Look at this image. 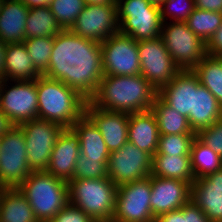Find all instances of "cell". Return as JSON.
<instances>
[{
	"label": "cell",
	"instance_id": "obj_1",
	"mask_svg": "<svg viewBox=\"0 0 222 222\" xmlns=\"http://www.w3.org/2000/svg\"><path fill=\"white\" fill-rule=\"evenodd\" d=\"M62 81L89 101L104 76L101 43L85 39L69 29L54 37V45L43 74Z\"/></svg>",
	"mask_w": 222,
	"mask_h": 222
},
{
	"label": "cell",
	"instance_id": "obj_2",
	"mask_svg": "<svg viewBox=\"0 0 222 222\" xmlns=\"http://www.w3.org/2000/svg\"><path fill=\"white\" fill-rule=\"evenodd\" d=\"M158 91L141 74L104 75L89 102L111 112L135 113L151 110Z\"/></svg>",
	"mask_w": 222,
	"mask_h": 222
},
{
	"label": "cell",
	"instance_id": "obj_3",
	"mask_svg": "<svg viewBox=\"0 0 222 222\" xmlns=\"http://www.w3.org/2000/svg\"><path fill=\"white\" fill-rule=\"evenodd\" d=\"M38 118L71 128L85 114L87 100L62 81L41 75L36 79Z\"/></svg>",
	"mask_w": 222,
	"mask_h": 222
},
{
	"label": "cell",
	"instance_id": "obj_4",
	"mask_svg": "<svg viewBox=\"0 0 222 222\" xmlns=\"http://www.w3.org/2000/svg\"><path fill=\"white\" fill-rule=\"evenodd\" d=\"M18 189L39 222L52 220L68 203V182L46 171H32Z\"/></svg>",
	"mask_w": 222,
	"mask_h": 222
},
{
	"label": "cell",
	"instance_id": "obj_5",
	"mask_svg": "<svg viewBox=\"0 0 222 222\" xmlns=\"http://www.w3.org/2000/svg\"><path fill=\"white\" fill-rule=\"evenodd\" d=\"M116 197L117 186L108 177L68 181V202L95 222L112 220Z\"/></svg>",
	"mask_w": 222,
	"mask_h": 222
},
{
	"label": "cell",
	"instance_id": "obj_6",
	"mask_svg": "<svg viewBox=\"0 0 222 222\" xmlns=\"http://www.w3.org/2000/svg\"><path fill=\"white\" fill-rule=\"evenodd\" d=\"M119 32L136 41L161 36L160 7L147 0H116Z\"/></svg>",
	"mask_w": 222,
	"mask_h": 222
},
{
	"label": "cell",
	"instance_id": "obj_7",
	"mask_svg": "<svg viewBox=\"0 0 222 222\" xmlns=\"http://www.w3.org/2000/svg\"><path fill=\"white\" fill-rule=\"evenodd\" d=\"M31 172L23 129L13 125L0 138V189L18 188Z\"/></svg>",
	"mask_w": 222,
	"mask_h": 222
},
{
	"label": "cell",
	"instance_id": "obj_8",
	"mask_svg": "<svg viewBox=\"0 0 222 222\" xmlns=\"http://www.w3.org/2000/svg\"><path fill=\"white\" fill-rule=\"evenodd\" d=\"M161 38L181 70H192L207 55V44L188 28L186 22H164Z\"/></svg>",
	"mask_w": 222,
	"mask_h": 222
},
{
	"label": "cell",
	"instance_id": "obj_9",
	"mask_svg": "<svg viewBox=\"0 0 222 222\" xmlns=\"http://www.w3.org/2000/svg\"><path fill=\"white\" fill-rule=\"evenodd\" d=\"M20 126L26 142L29 168L31 171H46L53 147L65 128L39 118L23 122Z\"/></svg>",
	"mask_w": 222,
	"mask_h": 222
},
{
	"label": "cell",
	"instance_id": "obj_10",
	"mask_svg": "<svg viewBox=\"0 0 222 222\" xmlns=\"http://www.w3.org/2000/svg\"><path fill=\"white\" fill-rule=\"evenodd\" d=\"M150 176L117 187L112 222H155L151 210Z\"/></svg>",
	"mask_w": 222,
	"mask_h": 222
},
{
	"label": "cell",
	"instance_id": "obj_11",
	"mask_svg": "<svg viewBox=\"0 0 222 222\" xmlns=\"http://www.w3.org/2000/svg\"><path fill=\"white\" fill-rule=\"evenodd\" d=\"M141 75L158 91L168 84L181 69L170 56L165 44L158 36L137 41Z\"/></svg>",
	"mask_w": 222,
	"mask_h": 222
},
{
	"label": "cell",
	"instance_id": "obj_12",
	"mask_svg": "<svg viewBox=\"0 0 222 222\" xmlns=\"http://www.w3.org/2000/svg\"><path fill=\"white\" fill-rule=\"evenodd\" d=\"M101 49L104 75L130 76L141 73L138 43L131 36L117 32L101 43Z\"/></svg>",
	"mask_w": 222,
	"mask_h": 222
},
{
	"label": "cell",
	"instance_id": "obj_13",
	"mask_svg": "<svg viewBox=\"0 0 222 222\" xmlns=\"http://www.w3.org/2000/svg\"><path fill=\"white\" fill-rule=\"evenodd\" d=\"M153 157L127 142L119 150L110 152L108 178L118 187L147 178L152 172Z\"/></svg>",
	"mask_w": 222,
	"mask_h": 222
},
{
	"label": "cell",
	"instance_id": "obj_14",
	"mask_svg": "<svg viewBox=\"0 0 222 222\" xmlns=\"http://www.w3.org/2000/svg\"><path fill=\"white\" fill-rule=\"evenodd\" d=\"M3 80L0 92V108L14 125L38 118L36 80ZM13 82L15 83L13 85ZM11 86H8V84ZM9 87V88H7ZM8 89V90H7Z\"/></svg>",
	"mask_w": 222,
	"mask_h": 222
},
{
	"label": "cell",
	"instance_id": "obj_15",
	"mask_svg": "<svg viewBox=\"0 0 222 222\" xmlns=\"http://www.w3.org/2000/svg\"><path fill=\"white\" fill-rule=\"evenodd\" d=\"M69 30L85 39L102 43L119 32L117 4H86Z\"/></svg>",
	"mask_w": 222,
	"mask_h": 222
},
{
	"label": "cell",
	"instance_id": "obj_16",
	"mask_svg": "<svg viewBox=\"0 0 222 222\" xmlns=\"http://www.w3.org/2000/svg\"><path fill=\"white\" fill-rule=\"evenodd\" d=\"M150 183V204L155 218L161 214L178 210L190 201L192 185L190 182L150 175Z\"/></svg>",
	"mask_w": 222,
	"mask_h": 222
},
{
	"label": "cell",
	"instance_id": "obj_17",
	"mask_svg": "<svg viewBox=\"0 0 222 222\" xmlns=\"http://www.w3.org/2000/svg\"><path fill=\"white\" fill-rule=\"evenodd\" d=\"M85 115L100 130L110 152L119 150L128 142L129 113L105 111L87 101Z\"/></svg>",
	"mask_w": 222,
	"mask_h": 222
},
{
	"label": "cell",
	"instance_id": "obj_18",
	"mask_svg": "<svg viewBox=\"0 0 222 222\" xmlns=\"http://www.w3.org/2000/svg\"><path fill=\"white\" fill-rule=\"evenodd\" d=\"M190 200L211 222H222V169L195 179Z\"/></svg>",
	"mask_w": 222,
	"mask_h": 222
},
{
	"label": "cell",
	"instance_id": "obj_19",
	"mask_svg": "<svg viewBox=\"0 0 222 222\" xmlns=\"http://www.w3.org/2000/svg\"><path fill=\"white\" fill-rule=\"evenodd\" d=\"M200 83L192 70H181L158 90V96L177 113L188 118L193 113L194 89Z\"/></svg>",
	"mask_w": 222,
	"mask_h": 222
},
{
	"label": "cell",
	"instance_id": "obj_20",
	"mask_svg": "<svg viewBox=\"0 0 222 222\" xmlns=\"http://www.w3.org/2000/svg\"><path fill=\"white\" fill-rule=\"evenodd\" d=\"M79 154V136L72 128H65L53 147L46 172L67 182L70 181L73 179Z\"/></svg>",
	"mask_w": 222,
	"mask_h": 222
},
{
	"label": "cell",
	"instance_id": "obj_21",
	"mask_svg": "<svg viewBox=\"0 0 222 222\" xmlns=\"http://www.w3.org/2000/svg\"><path fill=\"white\" fill-rule=\"evenodd\" d=\"M159 136L157 120L152 110L129 113L128 142L153 157L158 148Z\"/></svg>",
	"mask_w": 222,
	"mask_h": 222
},
{
	"label": "cell",
	"instance_id": "obj_22",
	"mask_svg": "<svg viewBox=\"0 0 222 222\" xmlns=\"http://www.w3.org/2000/svg\"><path fill=\"white\" fill-rule=\"evenodd\" d=\"M29 8L21 0H3L0 10V40L19 43L25 40Z\"/></svg>",
	"mask_w": 222,
	"mask_h": 222
},
{
	"label": "cell",
	"instance_id": "obj_23",
	"mask_svg": "<svg viewBox=\"0 0 222 222\" xmlns=\"http://www.w3.org/2000/svg\"><path fill=\"white\" fill-rule=\"evenodd\" d=\"M222 117V107L216 97L199 83L194 89L193 113L188 116V123L196 134L213 125Z\"/></svg>",
	"mask_w": 222,
	"mask_h": 222
},
{
	"label": "cell",
	"instance_id": "obj_24",
	"mask_svg": "<svg viewBox=\"0 0 222 222\" xmlns=\"http://www.w3.org/2000/svg\"><path fill=\"white\" fill-rule=\"evenodd\" d=\"M41 74L34 67L23 42L7 43L5 52V80L30 81L36 80Z\"/></svg>",
	"mask_w": 222,
	"mask_h": 222
},
{
	"label": "cell",
	"instance_id": "obj_25",
	"mask_svg": "<svg viewBox=\"0 0 222 222\" xmlns=\"http://www.w3.org/2000/svg\"><path fill=\"white\" fill-rule=\"evenodd\" d=\"M71 128L79 136L80 153L87 159H109L110 151L100 130L85 114Z\"/></svg>",
	"mask_w": 222,
	"mask_h": 222
},
{
	"label": "cell",
	"instance_id": "obj_26",
	"mask_svg": "<svg viewBox=\"0 0 222 222\" xmlns=\"http://www.w3.org/2000/svg\"><path fill=\"white\" fill-rule=\"evenodd\" d=\"M0 222H39L18 188L0 189Z\"/></svg>",
	"mask_w": 222,
	"mask_h": 222
},
{
	"label": "cell",
	"instance_id": "obj_27",
	"mask_svg": "<svg viewBox=\"0 0 222 222\" xmlns=\"http://www.w3.org/2000/svg\"><path fill=\"white\" fill-rule=\"evenodd\" d=\"M151 175L190 183L195 180L191 167V156L154 154Z\"/></svg>",
	"mask_w": 222,
	"mask_h": 222
},
{
	"label": "cell",
	"instance_id": "obj_28",
	"mask_svg": "<svg viewBox=\"0 0 222 222\" xmlns=\"http://www.w3.org/2000/svg\"><path fill=\"white\" fill-rule=\"evenodd\" d=\"M151 110L157 120L160 135L196 134L191 129L187 117L169 107L158 95L154 99Z\"/></svg>",
	"mask_w": 222,
	"mask_h": 222
},
{
	"label": "cell",
	"instance_id": "obj_29",
	"mask_svg": "<svg viewBox=\"0 0 222 222\" xmlns=\"http://www.w3.org/2000/svg\"><path fill=\"white\" fill-rule=\"evenodd\" d=\"M62 30L49 6L29 9L25 26V39L55 37Z\"/></svg>",
	"mask_w": 222,
	"mask_h": 222
},
{
	"label": "cell",
	"instance_id": "obj_30",
	"mask_svg": "<svg viewBox=\"0 0 222 222\" xmlns=\"http://www.w3.org/2000/svg\"><path fill=\"white\" fill-rule=\"evenodd\" d=\"M192 71L202 86L207 88L222 107V58L206 55Z\"/></svg>",
	"mask_w": 222,
	"mask_h": 222
},
{
	"label": "cell",
	"instance_id": "obj_31",
	"mask_svg": "<svg viewBox=\"0 0 222 222\" xmlns=\"http://www.w3.org/2000/svg\"><path fill=\"white\" fill-rule=\"evenodd\" d=\"M190 156L195 179L222 169V158L197 137L192 142Z\"/></svg>",
	"mask_w": 222,
	"mask_h": 222
},
{
	"label": "cell",
	"instance_id": "obj_32",
	"mask_svg": "<svg viewBox=\"0 0 222 222\" xmlns=\"http://www.w3.org/2000/svg\"><path fill=\"white\" fill-rule=\"evenodd\" d=\"M185 22L207 44L222 24V13L195 8Z\"/></svg>",
	"mask_w": 222,
	"mask_h": 222
},
{
	"label": "cell",
	"instance_id": "obj_33",
	"mask_svg": "<svg viewBox=\"0 0 222 222\" xmlns=\"http://www.w3.org/2000/svg\"><path fill=\"white\" fill-rule=\"evenodd\" d=\"M36 70L43 75L48 68L54 37H36L23 41Z\"/></svg>",
	"mask_w": 222,
	"mask_h": 222
},
{
	"label": "cell",
	"instance_id": "obj_34",
	"mask_svg": "<svg viewBox=\"0 0 222 222\" xmlns=\"http://www.w3.org/2000/svg\"><path fill=\"white\" fill-rule=\"evenodd\" d=\"M195 138L196 134L160 135L155 154L190 156L191 145Z\"/></svg>",
	"mask_w": 222,
	"mask_h": 222
},
{
	"label": "cell",
	"instance_id": "obj_35",
	"mask_svg": "<svg viewBox=\"0 0 222 222\" xmlns=\"http://www.w3.org/2000/svg\"><path fill=\"white\" fill-rule=\"evenodd\" d=\"M85 5L84 0H51L49 7L62 29L67 30L84 10Z\"/></svg>",
	"mask_w": 222,
	"mask_h": 222
},
{
	"label": "cell",
	"instance_id": "obj_36",
	"mask_svg": "<svg viewBox=\"0 0 222 222\" xmlns=\"http://www.w3.org/2000/svg\"><path fill=\"white\" fill-rule=\"evenodd\" d=\"M108 159H87L83 154H79L73 179H98L108 177Z\"/></svg>",
	"mask_w": 222,
	"mask_h": 222
},
{
	"label": "cell",
	"instance_id": "obj_37",
	"mask_svg": "<svg viewBox=\"0 0 222 222\" xmlns=\"http://www.w3.org/2000/svg\"><path fill=\"white\" fill-rule=\"evenodd\" d=\"M155 222H211L191 200L178 210L159 215Z\"/></svg>",
	"mask_w": 222,
	"mask_h": 222
},
{
	"label": "cell",
	"instance_id": "obj_38",
	"mask_svg": "<svg viewBox=\"0 0 222 222\" xmlns=\"http://www.w3.org/2000/svg\"><path fill=\"white\" fill-rule=\"evenodd\" d=\"M194 9V0H164L160 6L161 19L163 23L168 18L171 22H185Z\"/></svg>",
	"mask_w": 222,
	"mask_h": 222
},
{
	"label": "cell",
	"instance_id": "obj_39",
	"mask_svg": "<svg viewBox=\"0 0 222 222\" xmlns=\"http://www.w3.org/2000/svg\"><path fill=\"white\" fill-rule=\"evenodd\" d=\"M196 137L222 158V117L210 127L201 129Z\"/></svg>",
	"mask_w": 222,
	"mask_h": 222
},
{
	"label": "cell",
	"instance_id": "obj_40",
	"mask_svg": "<svg viewBox=\"0 0 222 222\" xmlns=\"http://www.w3.org/2000/svg\"><path fill=\"white\" fill-rule=\"evenodd\" d=\"M53 222H95L89 215L77 206L68 202L52 219Z\"/></svg>",
	"mask_w": 222,
	"mask_h": 222
},
{
	"label": "cell",
	"instance_id": "obj_41",
	"mask_svg": "<svg viewBox=\"0 0 222 222\" xmlns=\"http://www.w3.org/2000/svg\"><path fill=\"white\" fill-rule=\"evenodd\" d=\"M207 55L222 58V24L207 43Z\"/></svg>",
	"mask_w": 222,
	"mask_h": 222
},
{
	"label": "cell",
	"instance_id": "obj_42",
	"mask_svg": "<svg viewBox=\"0 0 222 222\" xmlns=\"http://www.w3.org/2000/svg\"><path fill=\"white\" fill-rule=\"evenodd\" d=\"M195 8L222 13V0H194Z\"/></svg>",
	"mask_w": 222,
	"mask_h": 222
},
{
	"label": "cell",
	"instance_id": "obj_43",
	"mask_svg": "<svg viewBox=\"0 0 222 222\" xmlns=\"http://www.w3.org/2000/svg\"><path fill=\"white\" fill-rule=\"evenodd\" d=\"M14 124L10 119L3 113L0 108V136L6 133Z\"/></svg>",
	"mask_w": 222,
	"mask_h": 222
},
{
	"label": "cell",
	"instance_id": "obj_44",
	"mask_svg": "<svg viewBox=\"0 0 222 222\" xmlns=\"http://www.w3.org/2000/svg\"><path fill=\"white\" fill-rule=\"evenodd\" d=\"M7 43H4L0 40V80H5V52H6Z\"/></svg>",
	"mask_w": 222,
	"mask_h": 222
},
{
	"label": "cell",
	"instance_id": "obj_45",
	"mask_svg": "<svg viewBox=\"0 0 222 222\" xmlns=\"http://www.w3.org/2000/svg\"><path fill=\"white\" fill-rule=\"evenodd\" d=\"M29 9L35 7L49 6L51 0H21Z\"/></svg>",
	"mask_w": 222,
	"mask_h": 222
},
{
	"label": "cell",
	"instance_id": "obj_46",
	"mask_svg": "<svg viewBox=\"0 0 222 222\" xmlns=\"http://www.w3.org/2000/svg\"><path fill=\"white\" fill-rule=\"evenodd\" d=\"M86 4L92 5H106V4H116V0H84Z\"/></svg>",
	"mask_w": 222,
	"mask_h": 222
},
{
	"label": "cell",
	"instance_id": "obj_47",
	"mask_svg": "<svg viewBox=\"0 0 222 222\" xmlns=\"http://www.w3.org/2000/svg\"><path fill=\"white\" fill-rule=\"evenodd\" d=\"M150 4L160 7L164 0H147Z\"/></svg>",
	"mask_w": 222,
	"mask_h": 222
},
{
	"label": "cell",
	"instance_id": "obj_48",
	"mask_svg": "<svg viewBox=\"0 0 222 222\" xmlns=\"http://www.w3.org/2000/svg\"><path fill=\"white\" fill-rule=\"evenodd\" d=\"M2 3H3V0H0V10H1Z\"/></svg>",
	"mask_w": 222,
	"mask_h": 222
},
{
	"label": "cell",
	"instance_id": "obj_49",
	"mask_svg": "<svg viewBox=\"0 0 222 222\" xmlns=\"http://www.w3.org/2000/svg\"><path fill=\"white\" fill-rule=\"evenodd\" d=\"M1 87H2V80H0V92H1Z\"/></svg>",
	"mask_w": 222,
	"mask_h": 222
}]
</instances>
